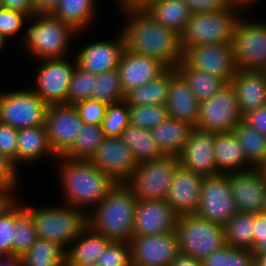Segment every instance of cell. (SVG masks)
I'll return each instance as SVG.
<instances>
[{
    "instance_id": "obj_1",
    "label": "cell",
    "mask_w": 266,
    "mask_h": 266,
    "mask_svg": "<svg viewBox=\"0 0 266 266\" xmlns=\"http://www.w3.org/2000/svg\"><path fill=\"white\" fill-rule=\"evenodd\" d=\"M125 12L131 18L122 32L125 49L156 58L168 68H176L183 60L180 35L160 25L145 10Z\"/></svg>"
},
{
    "instance_id": "obj_2",
    "label": "cell",
    "mask_w": 266,
    "mask_h": 266,
    "mask_svg": "<svg viewBox=\"0 0 266 266\" xmlns=\"http://www.w3.org/2000/svg\"><path fill=\"white\" fill-rule=\"evenodd\" d=\"M137 199L126 183H116L88 216V227L110 241L130 242Z\"/></svg>"
},
{
    "instance_id": "obj_3",
    "label": "cell",
    "mask_w": 266,
    "mask_h": 266,
    "mask_svg": "<svg viewBox=\"0 0 266 266\" xmlns=\"http://www.w3.org/2000/svg\"><path fill=\"white\" fill-rule=\"evenodd\" d=\"M62 177L67 200L72 205H97L108 195L116 182L88 160L63 158Z\"/></svg>"
},
{
    "instance_id": "obj_4",
    "label": "cell",
    "mask_w": 266,
    "mask_h": 266,
    "mask_svg": "<svg viewBox=\"0 0 266 266\" xmlns=\"http://www.w3.org/2000/svg\"><path fill=\"white\" fill-rule=\"evenodd\" d=\"M42 208L31 207V215L37 238L66 246L76 241L78 236H85L88 227V216L76 207ZM75 208V209H74Z\"/></svg>"
},
{
    "instance_id": "obj_5",
    "label": "cell",
    "mask_w": 266,
    "mask_h": 266,
    "mask_svg": "<svg viewBox=\"0 0 266 266\" xmlns=\"http://www.w3.org/2000/svg\"><path fill=\"white\" fill-rule=\"evenodd\" d=\"M175 231L180 253L196 259L203 260L226 246L224 226L197 214L178 216Z\"/></svg>"
},
{
    "instance_id": "obj_6",
    "label": "cell",
    "mask_w": 266,
    "mask_h": 266,
    "mask_svg": "<svg viewBox=\"0 0 266 266\" xmlns=\"http://www.w3.org/2000/svg\"><path fill=\"white\" fill-rule=\"evenodd\" d=\"M233 6L225 11L194 13L180 35L183 53L192 46L232 43L238 16Z\"/></svg>"
},
{
    "instance_id": "obj_7",
    "label": "cell",
    "mask_w": 266,
    "mask_h": 266,
    "mask_svg": "<svg viewBox=\"0 0 266 266\" xmlns=\"http://www.w3.org/2000/svg\"><path fill=\"white\" fill-rule=\"evenodd\" d=\"M178 165V156L166 155L139 163L126 184L137 200H165Z\"/></svg>"
},
{
    "instance_id": "obj_8",
    "label": "cell",
    "mask_w": 266,
    "mask_h": 266,
    "mask_svg": "<svg viewBox=\"0 0 266 266\" xmlns=\"http://www.w3.org/2000/svg\"><path fill=\"white\" fill-rule=\"evenodd\" d=\"M241 121L235 89L227 83L216 94L199 103L195 127L214 133L233 132Z\"/></svg>"
},
{
    "instance_id": "obj_9",
    "label": "cell",
    "mask_w": 266,
    "mask_h": 266,
    "mask_svg": "<svg viewBox=\"0 0 266 266\" xmlns=\"http://www.w3.org/2000/svg\"><path fill=\"white\" fill-rule=\"evenodd\" d=\"M38 21L27 30V45L39 58L60 59L66 51L70 33L77 31L50 13H39Z\"/></svg>"
},
{
    "instance_id": "obj_10",
    "label": "cell",
    "mask_w": 266,
    "mask_h": 266,
    "mask_svg": "<svg viewBox=\"0 0 266 266\" xmlns=\"http://www.w3.org/2000/svg\"><path fill=\"white\" fill-rule=\"evenodd\" d=\"M47 108L33 90L0 94V122L16 129L45 125Z\"/></svg>"
},
{
    "instance_id": "obj_11",
    "label": "cell",
    "mask_w": 266,
    "mask_h": 266,
    "mask_svg": "<svg viewBox=\"0 0 266 266\" xmlns=\"http://www.w3.org/2000/svg\"><path fill=\"white\" fill-rule=\"evenodd\" d=\"M236 212L227 175L220 173L214 176H203L196 214L224 226Z\"/></svg>"
},
{
    "instance_id": "obj_12",
    "label": "cell",
    "mask_w": 266,
    "mask_h": 266,
    "mask_svg": "<svg viewBox=\"0 0 266 266\" xmlns=\"http://www.w3.org/2000/svg\"><path fill=\"white\" fill-rule=\"evenodd\" d=\"M238 20L234 30V59L238 70L266 71V24Z\"/></svg>"
},
{
    "instance_id": "obj_13",
    "label": "cell",
    "mask_w": 266,
    "mask_h": 266,
    "mask_svg": "<svg viewBox=\"0 0 266 266\" xmlns=\"http://www.w3.org/2000/svg\"><path fill=\"white\" fill-rule=\"evenodd\" d=\"M183 60L196 70L230 83L237 72L232 43L192 46L183 53Z\"/></svg>"
},
{
    "instance_id": "obj_14",
    "label": "cell",
    "mask_w": 266,
    "mask_h": 266,
    "mask_svg": "<svg viewBox=\"0 0 266 266\" xmlns=\"http://www.w3.org/2000/svg\"><path fill=\"white\" fill-rule=\"evenodd\" d=\"M83 125L74 105H48L45 127L55 156H63L72 147Z\"/></svg>"
},
{
    "instance_id": "obj_15",
    "label": "cell",
    "mask_w": 266,
    "mask_h": 266,
    "mask_svg": "<svg viewBox=\"0 0 266 266\" xmlns=\"http://www.w3.org/2000/svg\"><path fill=\"white\" fill-rule=\"evenodd\" d=\"M245 170L226 173L236 210L242 213H263L266 198V173L261 168Z\"/></svg>"
},
{
    "instance_id": "obj_16",
    "label": "cell",
    "mask_w": 266,
    "mask_h": 266,
    "mask_svg": "<svg viewBox=\"0 0 266 266\" xmlns=\"http://www.w3.org/2000/svg\"><path fill=\"white\" fill-rule=\"evenodd\" d=\"M131 264L138 266H170L179 251L176 231L132 237Z\"/></svg>"
},
{
    "instance_id": "obj_17",
    "label": "cell",
    "mask_w": 266,
    "mask_h": 266,
    "mask_svg": "<svg viewBox=\"0 0 266 266\" xmlns=\"http://www.w3.org/2000/svg\"><path fill=\"white\" fill-rule=\"evenodd\" d=\"M89 161L116 183H126L138 166L120 137H105Z\"/></svg>"
},
{
    "instance_id": "obj_18",
    "label": "cell",
    "mask_w": 266,
    "mask_h": 266,
    "mask_svg": "<svg viewBox=\"0 0 266 266\" xmlns=\"http://www.w3.org/2000/svg\"><path fill=\"white\" fill-rule=\"evenodd\" d=\"M215 133L194 127L178 155L180 166L202 176L220 174L215 161Z\"/></svg>"
},
{
    "instance_id": "obj_19",
    "label": "cell",
    "mask_w": 266,
    "mask_h": 266,
    "mask_svg": "<svg viewBox=\"0 0 266 266\" xmlns=\"http://www.w3.org/2000/svg\"><path fill=\"white\" fill-rule=\"evenodd\" d=\"M178 215L165 200H137L133 236H149L175 231Z\"/></svg>"
},
{
    "instance_id": "obj_20",
    "label": "cell",
    "mask_w": 266,
    "mask_h": 266,
    "mask_svg": "<svg viewBox=\"0 0 266 266\" xmlns=\"http://www.w3.org/2000/svg\"><path fill=\"white\" fill-rule=\"evenodd\" d=\"M74 65L60 59H45L39 69L37 84L38 90L34 92L48 105L66 104L68 85L75 71L77 61Z\"/></svg>"
},
{
    "instance_id": "obj_21",
    "label": "cell",
    "mask_w": 266,
    "mask_h": 266,
    "mask_svg": "<svg viewBox=\"0 0 266 266\" xmlns=\"http://www.w3.org/2000/svg\"><path fill=\"white\" fill-rule=\"evenodd\" d=\"M169 68L156 58L124 49L117 67L124 94L158 79Z\"/></svg>"
},
{
    "instance_id": "obj_22",
    "label": "cell",
    "mask_w": 266,
    "mask_h": 266,
    "mask_svg": "<svg viewBox=\"0 0 266 266\" xmlns=\"http://www.w3.org/2000/svg\"><path fill=\"white\" fill-rule=\"evenodd\" d=\"M203 176L178 165L174 171L165 201L178 216L196 214Z\"/></svg>"
},
{
    "instance_id": "obj_23",
    "label": "cell",
    "mask_w": 266,
    "mask_h": 266,
    "mask_svg": "<svg viewBox=\"0 0 266 266\" xmlns=\"http://www.w3.org/2000/svg\"><path fill=\"white\" fill-rule=\"evenodd\" d=\"M125 49L123 34L113 42L99 41L89 44L76 56L77 65L87 72L100 74L117 69L121 54Z\"/></svg>"
},
{
    "instance_id": "obj_24",
    "label": "cell",
    "mask_w": 266,
    "mask_h": 266,
    "mask_svg": "<svg viewBox=\"0 0 266 266\" xmlns=\"http://www.w3.org/2000/svg\"><path fill=\"white\" fill-rule=\"evenodd\" d=\"M230 83L236 92L241 117L266 105V71L237 70Z\"/></svg>"
},
{
    "instance_id": "obj_25",
    "label": "cell",
    "mask_w": 266,
    "mask_h": 266,
    "mask_svg": "<svg viewBox=\"0 0 266 266\" xmlns=\"http://www.w3.org/2000/svg\"><path fill=\"white\" fill-rule=\"evenodd\" d=\"M199 103L184 78L176 71L169 78V91L165 104L169 118L183 120L196 126Z\"/></svg>"
},
{
    "instance_id": "obj_26",
    "label": "cell",
    "mask_w": 266,
    "mask_h": 266,
    "mask_svg": "<svg viewBox=\"0 0 266 266\" xmlns=\"http://www.w3.org/2000/svg\"><path fill=\"white\" fill-rule=\"evenodd\" d=\"M194 127L189 122L168 118L151 128L150 133L163 155L178 156Z\"/></svg>"
},
{
    "instance_id": "obj_27",
    "label": "cell",
    "mask_w": 266,
    "mask_h": 266,
    "mask_svg": "<svg viewBox=\"0 0 266 266\" xmlns=\"http://www.w3.org/2000/svg\"><path fill=\"white\" fill-rule=\"evenodd\" d=\"M145 11L160 25L181 35L191 16L183 0H159L150 4Z\"/></svg>"
},
{
    "instance_id": "obj_28",
    "label": "cell",
    "mask_w": 266,
    "mask_h": 266,
    "mask_svg": "<svg viewBox=\"0 0 266 266\" xmlns=\"http://www.w3.org/2000/svg\"><path fill=\"white\" fill-rule=\"evenodd\" d=\"M176 72L169 68L158 79L127 92L124 101L129 106L165 105L169 91V78Z\"/></svg>"
},
{
    "instance_id": "obj_29",
    "label": "cell",
    "mask_w": 266,
    "mask_h": 266,
    "mask_svg": "<svg viewBox=\"0 0 266 266\" xmlns=\"http://www.w3.org/2000/svg\"><path fill=\"white\" fill-rule=\"evenodd\" d=\"M214 147L216 166L221 174L224 171L226 174V170H230L228 173H231L235 168L238 172V167L247 163L245 152L234 132L215 133Z\"/></svg>"
},
{
    "instance_id": "obj_30",
    "label": "cell",
    "mask_w": 266,
    "mask_h": 266,
    "mask_svg": "<svg viewBox=\"0 0 266 266\" xmlns=\"http://www.w3.org/2000/svg\"><path fill=\"white\" fill-rule=\"evenodd\" d=\"M89 233L84 239L79 236L76 238L75 245L66 251V261L76 265L84 266L91 263H97L102 256L103 251L111 242L108 238L94 232L87 227ZM91 233V234H90Z\"/></svg>"
},
{
    "instance_id": "obj_31",
    "label": "cell",
    "mask_w": 266,
    "mask_h": 266,
    "mask_svg": "<svg viewBox=\"0 0 266 266\" xmlns=\"http://www.w3.org/2000/svg\"><path fill=\"white\" fill-rule=\"evenodd\" d=\"M175 69L184 78L189 89L199 102L210 98L227 84L217 76L194 69L184 60Z\"/></svg>"
},
{
    "instance_id": "obj_32",
    "label": "cell",
    "mask_w": 266,
    "mask_h": 266,
    "mask_svg": "<svg viewBox=\"0 0 266 266\" xmlns=\"http://www.w3.org/2000/svg\"><path fill=\"white\" fill-rule=\"evenodd\" d=\"M130 148L137 164L153 161L164 156L151 136L150 130L129 124L120 136Z\"/></svg>"
},
{
    "instance_id": "obj_33",
    "label": "cell",
    "mask_w": 266,
    "mask_h": 266,
    "mask_svg": "<svg viewBox=\"0 0 266 266\" xmlns=\"http://www.w3.org/2000/svg\"><path fill=\"white\" fill-rule=\"evenodd\" d=\"M45 151L54 155L49 145L45 125L18 129L17 161L38 159Z\"/></svg>"
},
{
    "instance_id": "obj_34",
    "label": "cell",
    "mask_w": 266,
    "mask_h": 266,
    "mask_svg": "<svg viewBox=\"0 0 266 266\" xmlns=\"http://www.w3.org/2000/svg\"><path fill=\"white\" fill-rule=\"evenodd\" d=\"M255 214H236L224 225L226 245L234 248L253 250Z\"/></svg>"
},
{
    "instance_id": "obj_35",
    "label": "cell",
    "mask_w": 266,
    "mask_h": 266,
    "mask_svg": "<svg viewBox=\"0 0 266 266\" xmlns=\"http://www.w3.org/2000/svg\"><path fill=\"white\" fill-rule=\"evenodd\" d=\"M21 260L22 266H62L66 260V249L58 243L37 238Z\"/></svg>"
},
{
    "instance_id": "obj_36",
    "label": "cell",
    "mask_w": 266,
    "mask_h": 266,
    "mask_svg": "<svg viewBox=\"0 0 266 266\" xmlns=\"http://www.w3.org/2000/svg\"><path fill=\"white\" fill-rule=\"evenodd\" d=\"M233 132L245 152L247 161L255 168H261L266 162V136L242 121Z\"/></svg>"
},
{
    "instance_id": "obj_37",
    "label": "cell",
    "mask_w": 266,
    "mask_h": 266,
    "mask_svg": "<svg viewBox=\"0 0 266 266\" xmlns=\"http://www.w3.org/2000/svg\"><path fill=\"white\" fill-rule=\"evenodd\" d=\"M105 138L101 125L84 124L72 147L63 155L61 159L90 160L96 149Z\"/></svg>"
},
{
    "instance_id": "obj_38",
    "label": "cell",
    "mask_w": 266,
    "mask_h": 266,
    "mask_svg": "<svg viewBox=\"0 0 266 266\" xmlns=\"http://www.w3.org/2000/svg\"><path fill=\"white\" fill-rule=\"evenodd\" d=\"M93 4V0H60L50 14L80 30L92 19Z\"/></svg>"
},
{
    "instance_id": "obj_39",
    "label": "cell",
    "mask_w": 266,
    "mask_h": 266,
    "mask_svg": "<svg viewBox=\"0 0 266 266\" xmlns=\"http://www.w3.org/2000/svg\"><path fill=\"white\" fill-rule=\"evenodd\" d=\"M37 240L30 207H19L15 203V231L12 254L22 256Z\"/></svg>"
},
{
    "instance_id": "obj_40",
    "label": "cell",
    "mask_w": 266,
    "mask_h": 266,
    "mask_svg": "<svg viewBox=\"0 0 266 266\" xmlns=\"http://www.w3.org/2000/svg\"><path fill=\"white\" fill-rule=\"evenodd\" d=\"M124 97L125 94L121 86L117 69H112L96 75V85L92 99L110 105L123 101Z\"/></svg>"
},
{
    "instance_id": "obj_41",
    "label": "cell",
    "mask_w": 266,
    "mask_h": 266,
    "mask_svg": "<svg viewBox=\"0 0 266 266\" xmlns=\"http://www.w3.org/2000/svg\"><path fill=\"white\" fill-rule=\"evenodd\" d=\"M203 266H254L252 250L229 245L214 251L202 260Z\"/></svg>"
},
{
    "instance_id": "obj_42",
    "label": "cell",
    "mask_w": 266,
    "mask_h": 266,
    "mask_svg": "<svg viewBox=\"0 0 266 266\" xmlns=\"http://www.w3.org/2000/svg\"><path fill=\"white\" fill-rule=\"evenodd\" d=\"M96 85V74L87 72L76 65L68 85L66 104L75 105L77 102L93 98Z\"/></svg>"
},
{
    "instance_id": "obj_43",
    "label": "cell",
    "mask_w": 266,
    "mask_h": 266,
    "mask_svg": "<svg viewBox=\"0 0 266 266\" xmlns=\"http://www.w3.org/2000/svg\"><path fill=\"white\" fill-rule=\"evenodd\" d=\"M168 118L166 105L129 106L130 124L142 129L150 130Z\"/></svg>"
},
{
    "instance_id": "obj_44",
    "label": "cell",
    "mask_w": 266,
    "mask_h": 266,
    "mask_svg": "<svg viewBox=\"0 0 266 266\" xmlns=\"http://www.w3.org/2000/svg\"><path fill=\"white\" fill-rule=\"evenodd\" d=\"M129 124V105L124 100L108 105L101 125L105 137H120Z\"/></svg>"
},
{
    "instance_id": "obj_45",
    "label": "cell",
    "mask_w": 266,
    "mask_h": 266,
    "mask_svg": "<svg viewBox=\"0 0 266 266\" xmlns=\"http://www.w3.org/2000/svg\"><path fill=\"white\" fill-rule=\"evenodd\" d=\"M15 200L0 212V256L12 254L15 231Z\"/></svg>"
},
{
    "instance_id": "obj_46",
    "label": "cell",
    "mask_w": 266,
    "mask_h": 266,
    "mask_svg": "<svg viewBox=\"0 0 266 266\" xmlns=\"http://www.w3.org/2000/svg\"><path fill=\"white\" fill-rule=\"evenodd\" d=\"M97 263L100 266H131L130 243L111 241Z\"/></svg>"
},
{
    "instance_id": "obj_47",
    "label": "cell",
    "mask_w": 266,
    "mask_h": 266,
    "mask_svg": "<svg viewBox=\"0 0 266 266\" xmlns=\"http://www.w3.org/2000/svg\"><path fill=\"white\" fill-rule=\"evenodd\" d=\"M79 113L80 119L84 124L102 125L107 104L92 98L77 102L74 105Z\"/></svg>"
},
{
    "instance_id": "obj_48",
    "label": "cell",
    "mask_w": 266,
    "mask_h": 266,
    "mask_svg": "<svg viewBox=\"0 0 266 266\" xmlns=\"http://www.w3.org/2000/svg\"><path fill=\"white\" fill-rule=\"evenodd\" d=\"M18 129L0 122V153L9 159L14 167L17 162Z\"/></svg>"
},
{
    "instance_id": "obj_49",
    "label": "cell",
    "mask_w": 266,
    "mask_h": 266,
    "mask_svg": "<svg viewBox=\"0 0 266 266\" xmlns=\"http://www.w3.org/2000/svg\"><path fill=\"white\" fill-rule=\"evenodd\" d=\"M27 16L23 12L0 7V34L5 39L7 36L14 35L21 29L24 18Z\"/></svg>"
},
{
    "instance_id": "obj_50",
    "label": "cell",
    "mask_w": 266,
    "mask_h": 266,
    "mask_svg": "<svg viewBox=\"0 0 266 266\" xmlns=\"http://www.w3.org/2000/svg\"><path fill=\"white\" fill-rule=\"evenodd\" d=\"M191 14L225 11L232 5L228 0H183Z\"/></svg>"
},
{
    "instance_id": "obj_51",
    "label": "cell",
    "mask_w": 266,
    "mask_h": 266,
    "mask_svg": "<svg viewBox=\"0 0 266 266\" xmlns=\"http://www.w3.org/2000/svg\"><path fill=\"white\" fill-rule=\"evenodd\" d=\"M13 163L0 153V189L5 188L12 190L17 178Z\"/></svg>"
},
{
    "instance_id": "obj_52",
    "label": "cell",
    "mask_w": 266,
    "mask_h": 266,
    "mask_svg": "<svg viewBox=\"0 0 266 266\" xmlns=\"http://www.w3.org/2000/svg\"><path fill=\"white\" fill-rule=\"evenodd\" d=\"M242 122L266 136V105L245 114Z\"/></svg>"
},
{
    "instance_id": "obj_53",
    "label": "cell",
    "mask_w": 266,
    "mask_h": 266,
    "mask_svg": "<svg viewBox=\"0 0 266 266\" xmlns=\"http://www.w3.org/2000/svg\"><path fill=\"white\" fill-rule=\"evenodd\" d=\"M0 7L23 12L31 18L37 15L34 0H0Z\"/></svg>"
},
{
    "instance_id": "obj_54",
    "label": "cell",
    "mask_w": 266,
    "mask_h": 266,
    "mask_svg": "<svg viewBox=\"0 0 266 266\" xmlns=\"http://www.w3.org/2000/svg\"><path fill=\"white\" fill-rule=\"evenodd\" d=\"M266 236V214H255L254 218V246Z\"/></svg>"
},
{
    "instance_id": "obj_55",
    "label": "cell",
    "mask_w": 266,
    "mask_h": 266,
    "mask_svg": "<svg viewBox=\"0 0 266 266\" xmlns=\"http://www.w3.org/2000/svg\"><path fill=\"white\" fill-rule=\"evenodd\" d=\"M170 266H203L202 260L178 253Z\"/></svg>"
},
{
    "instance_id": "obj_56",
    "label": "cell",
    "mask_w": 266,
    "mask_h": 266,
    "mask_svg": "<svg viewBox=\"0 0 266 266\" xmlns=\"http://www.w3.org/2000/svg\"><path fill=\"white\" fill-rule=\"evenodd\" d=\"M124 10H145L150 4L159 0H119ZM124 7V8H123Z\"/></svg>"
},
{
    "instance_id": "obj_57",
    "label": "cell",
    "mask_w": 266,
    "mask_h": 266,
    "mask_svg": "<svg viewBox=\"0 0 266 266\" xmlns=\"http://www.w3.org/2000/svg\"><path fill=\"white\" fill-rule=\"evenodd\" d=\"M60 0H34L36 13H51Z\"/></svg>"
},
{
    "instance_id": "obj_58",
    "label": "cell",
    "mask_w": 266,
    "mask_h": 266,
    "mask_svg": "<svg viewBox=\"0 0 266 266\" xmlns=\"http://www.w3.org/2000/svg\"><path fill=\"white\" fill-rule=\"evenodd\" d=\"M0 266H22L21 256L15 254L2 255L0 256Z\"/></svg>"
},
{
    "instance_id": "obj_59",
    "label": "cell",
    "mask_w": 266,
    "mask_h": 266,
    "mask_svg": "<svg viewBox=\"0 0 266 266\" xmlns=\"http://www.w3.org/2000/svg\"><path fill=\"white\" fill-rule=\"evenodd\" d=\"M9 191L10 190L5 188L0 189V212L13 200L12 198H10L11 196H9Z\"/></svg>"
},
{
    "instance_id": "obj_60",
    "label": "cell",
    "mask_w": 266,
    "mask_h": 266,
    "mask_svg": "<svg viewBox=\"0 0 266 266\" xmlns=\"http://www.w3.org/2000/svg\"><path fill=\"white\" fill-rule=\"evenodd\" d=\"M254 255H266V236H263L262 239L253 247Z\"/></svg>"
},
{
    "instance_id": "obj_61",
    "label": "cell",
    "mask_w": 266,
    "mask_h": 266,
    "mask_svg": "<svg viewBox=\"0 0 266 266\" xmlns=\"http://www.w3.org/2000/svg\"><path fill=\"white\" fill-rule=\"evenodd\" d=\"M254 266H266V255H254Z\"/></svg>"
},
{
    "instance_id": "obj_62",
    "label": "cell",
    "mask_w": 266,
    "mask_h": 266,
    "mask_svg": "<svg viewBox=\"0 0 266 266\" xmlns=\"http://www.w3.org/2000/svg\"><path fill=\"white\" fill-rule=\"evenodd\" d=\"M229 3L234 7V6H239V5H247L248 3L251 2H256V0H228Z\"/></svg>"
},
{
    "instance_id": "obj_63",
    "label": "cell",
    "mask_w": 266,
    "mask_h": 266,
    "mask_svg": "<svg viewBox=\"0 0 266 266\" xmlns=\"http://www.w3.org/2000/svg\"><path fill=\"white\" fill-rule=\"evenodd\" d=\"M6 39L0 34V50L4 47Z\"/></svg>"
},
{
    "instance_id": "obj_64",
    "label": "cell",
    "mask_w": 266,
    "mask_h": 266,
    "mask_svg": "<svg viewBox=\"0 0 266 266\" xmlns=\"http://www.w3.org/2000/svg\"><path fill=\"white\" fill-rule=\"evenodd\" d=\"M62 266H76V265H73L65 260Z\"/></svg>"
},
{
    "instance_id": "obj_65",
    "label": "cell",
    "mask_w": 266,
    "mask_h": 266,
    "mask_svg": "<svg viewBox=\"0 0 266 266\" xmlns=\"http://www.w3.org/2000/svg\"><path fill=\"white\" fill-rule=\"evenodd\" d=\"M84 266H100L98 263H91V264H87V265H84Z\"/></svg>"
},
{
    "instance_id": "obj_66",
    "label": "cell",
    "mask_w": 266,
    "mask_h": 266,
    "mask_svg": "<svg viewBox=\"0 0 266 266\" xmlns=\"http://www.w3.org/2000/svg\"><path fill=\"white\" fill-rule=\"evenodd\" d=\"M263 213L266 214V198H265V202H264Z\"/></svg>"
},
{
    "instance_id": "obj_67",
    "label": "cell",
    "mask_w": 266,
    "mask_h": 266,
    "mask_svg": "<svg viewBox=\"0 0 266 266\" xmlns=\"http://www.w3.org/2000/svg\"><path fill=\"white\" fill-rule=\"evenodd\" d=\"M261 169H266V162H265L264 165L261 167Z\"/></svg>"
}]
</instances>
